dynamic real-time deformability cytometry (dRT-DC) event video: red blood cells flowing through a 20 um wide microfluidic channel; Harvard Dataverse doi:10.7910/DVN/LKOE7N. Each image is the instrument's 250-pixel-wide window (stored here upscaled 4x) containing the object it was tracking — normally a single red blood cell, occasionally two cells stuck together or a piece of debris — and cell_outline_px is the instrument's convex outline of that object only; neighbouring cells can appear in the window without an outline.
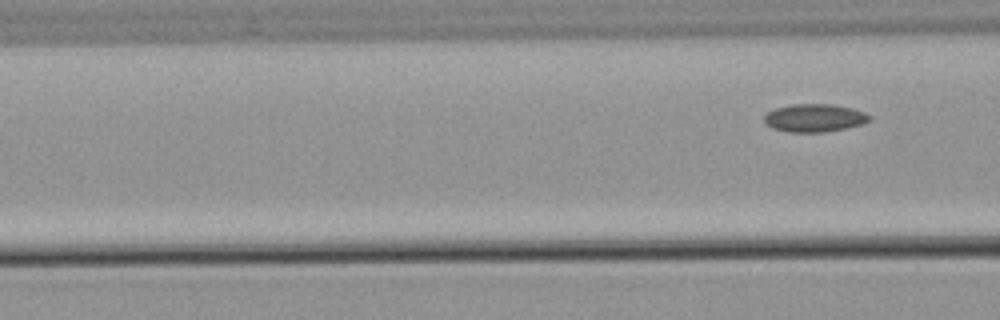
{"species": "common noctule bat (a hibernating species)", "species_latin": "Nyctalus noctula", "temperature_condition": "warm", "stored_images_in_passage": 4, "segment_of_instrument_passage": [2, 2], "camera_frame_rate_fps": 3000, "um_per_image_px": 0.085, "animal": {"sex": "male", "body_mass_g": 21.5, "forearm_length_mm": 52.0}, "frame": {"image": 1, "passage_image": 4, "time_ms": 3.667, "image_size_px": [1000, 320], "cell_outline_px": [[872, 120], [848, 128], [824, 132], [788, 132], [772, 128], [764, 124], [764, 116], [768, 112], [776, 108], [792, 104], [832, 104], [852, 108], [864, 112], [872, 116]], "centroid_in_image_um": [69.23, 10.03], "position_along_channel_um": 97.4, "area_um2": 17.28}}